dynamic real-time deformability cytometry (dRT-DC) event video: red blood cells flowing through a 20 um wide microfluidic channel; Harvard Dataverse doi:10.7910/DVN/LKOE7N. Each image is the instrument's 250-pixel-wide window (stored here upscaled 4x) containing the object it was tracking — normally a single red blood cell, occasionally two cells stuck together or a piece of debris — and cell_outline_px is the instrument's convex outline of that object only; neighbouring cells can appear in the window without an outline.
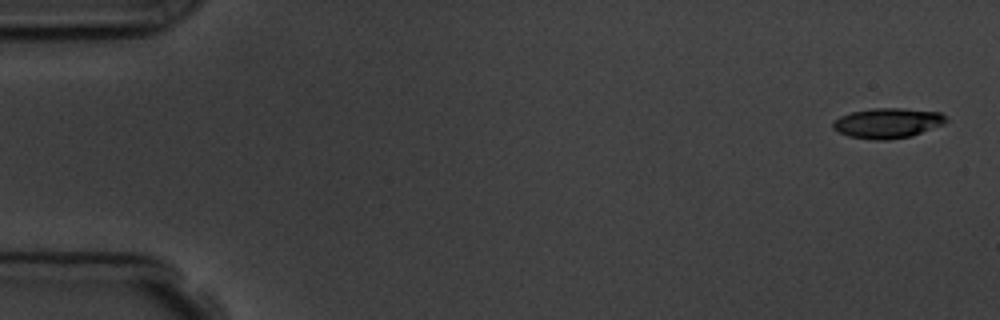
{"species": "common noctule bat (a hibernating species)", "species_latin": "Nyctalus noctula", "temperature_condition": "room temperature", "stored_images_in_passage": 5, "camera_frame_rate_fps": 3000, "um_per_image_px": 0.085, "animal": {"sex": "male", "body_mass_g": 19.5, "forearm_length_mm": 54.6}, "frame": {"image": 1, "passage_image": 1, "time_ms": 0.0, "image_size_px": [1000, 320], "cell_outline_px": [[948, 120], [944, 124], [912, 136], [888, 140], [876, 140], [848, 136], [832, 128], [832, 124], [840, 116], [852, 112], [872, 108], [900, 108], [940, 112]], "centroid_in_image_um": [75.46, 10.46], "position_along_channel_um": 9.5, "area_um2": 19.77}}
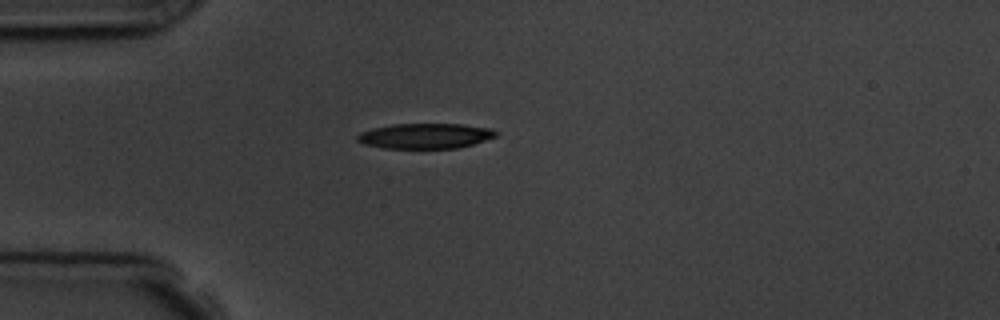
{"frame": {"image": 2, "passage_image": 4, "time_ms": 4.333, "image_size_px": [1000, 320], "cell_outline_px": [[500, 132], [496, 136], [472, 144], [456, 148], [384, 148], [364, 144], [356, 140], [356, 136], [360, 132], [372, 128], [392, 124], [460, 124], [492, 128]], "centroid_in_image_um": [36.14, 11.55], "position_along_channel_um": 48.9, "area_um2": 20.4}}